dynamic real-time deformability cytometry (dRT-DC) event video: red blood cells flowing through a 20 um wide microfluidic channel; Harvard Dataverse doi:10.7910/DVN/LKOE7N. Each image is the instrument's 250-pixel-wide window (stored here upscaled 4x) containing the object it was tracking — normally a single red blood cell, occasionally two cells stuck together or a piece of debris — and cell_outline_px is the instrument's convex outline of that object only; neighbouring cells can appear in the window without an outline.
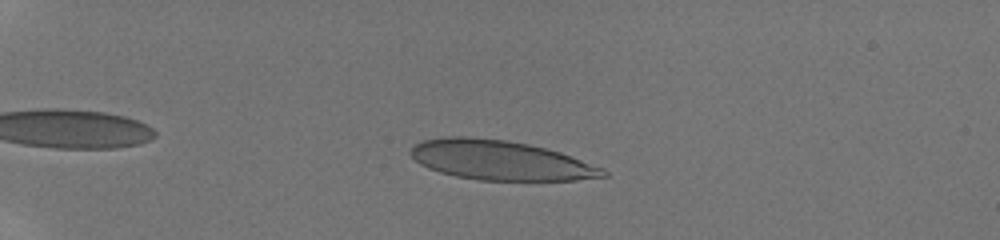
{"species": "human", "species_latin": "Homo sapiens", "temperature_condition": "room temperature", "stored_images_in_passage": 50, "camera_frame_rate_fps": 3000, "um_per_image_px": 0.085, "donor": {"sex": "male"}, "frame": {"image": 1, "passage_image": 13, "time_ms": 4.0, "image_size_px": [1000, 240], "cell_outline_px": [[608, 176], [572, 180], [484, 180], [460, 176], [444, 172], [432, 168], [416, 160], [412, 156], [412, 148], [416, 144], [424, 140], [500, 140], [524, 144], [544, 148], [568, 156], [600, 168]], "centroid_in_image_um": [42.61, 13.68], "position_along_channel_um": 42.4, "area_um2": 41.21}}
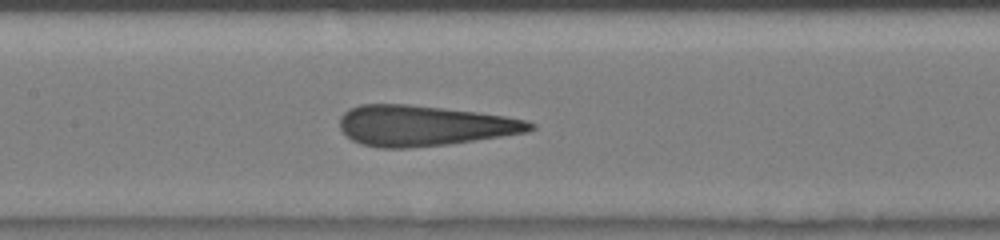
{"frame": {"image": 2, "passage_image": 27, "time_ms": 8.667, "image_size_px": [1000, 240], "cell_outline_px": [[532, 128], [524, 132], [440, 144], [396, 148], [392, 148], [364, 144], [348, 136], [344, 132], [340, 124], [340, 120], [352, 108], [364, 104], [400, 104], [472, 112], [500, 116], [524, 120], [532, 124]], "centroid_in_image_um": [35.97, 10.67], "position_along_channel_um": 171.4, "area_um2": 42.37}}
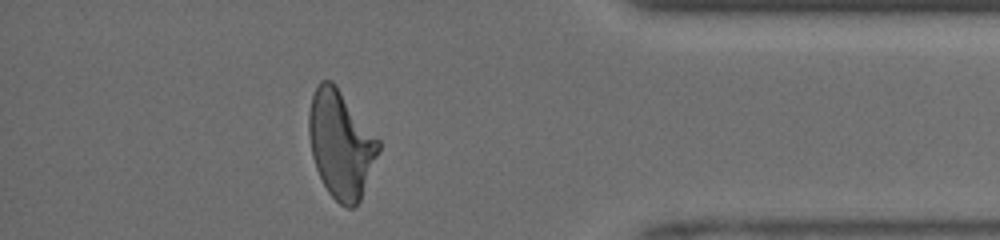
{"frame": {"image": 3, "passage_image": 45, "time_ms": 14.667, "image_size_px": [1000, 240], "cell_outline_px": [[380, 148], [360, 200], [352, 208], [348, 208], [340, 204], [328, 192], [316, 168], [312, 156], [308, 128], [308, 116], [312, 96], [320, 80], [328, 80], [336, 88], [380, 140]], "centroid_in_image_um": [28.95, 12.31], "position_along_channel_um": 406.2, "area_um2": 42.54}, "authors_computed_cell_mechanics": {"area_um2": 42.2229, "velocity_mm_per_s": 4.2533, "shape_relaxation_time_tau1_ms": 8.2379, "shape_relaxation_time_tau2_ms": 0.865, "deformation_change_tau1": 0.2762, "deformation_change_tau2": 0.0969}}